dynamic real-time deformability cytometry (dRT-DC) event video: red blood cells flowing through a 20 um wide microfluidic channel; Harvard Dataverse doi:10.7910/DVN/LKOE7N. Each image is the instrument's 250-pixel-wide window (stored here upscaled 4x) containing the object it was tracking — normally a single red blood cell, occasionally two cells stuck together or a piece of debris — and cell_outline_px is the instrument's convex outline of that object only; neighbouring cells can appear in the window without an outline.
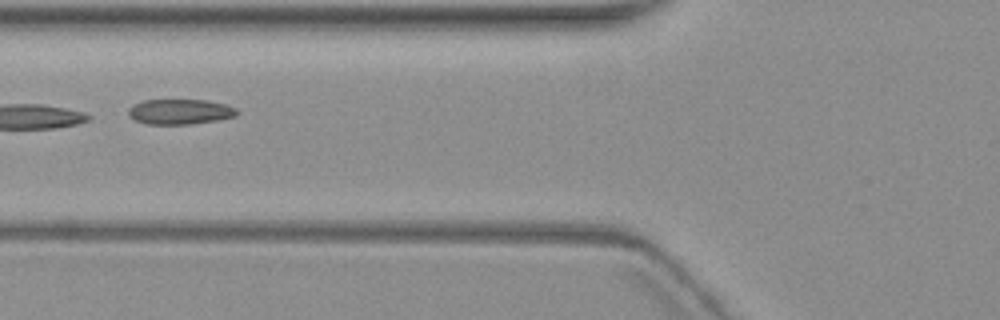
{"species": "common noctule bat (a hibernating species)", "species_latin": "Nyctalus noctula", "temperature_condition": "warm", "stored_images_in_passage": 5, "camera_frame_rate_fps": 3000, "um_per_image_px": 0.085, "animal": {"sex": "female", "body_mass_g": 19.3, "forearm_length_mm": 54.1}, "frame": {"image": 1, "passage_image": 2, "time_ms": 1.333, "image_size_px": [1000, 320], "cell_outline_px": [[240, 112], [236, 116], [216, 120], [192, 124], [148, 124], [136, 120], [128, 116], [128, 108], [132, 104], [144, 100], [208, 100], [224, 104], [236, 108]], "centroid_in_image_um": [15.29, 9.49], "position_along_channel_um": 110.5, "area_um2": 16.01}}
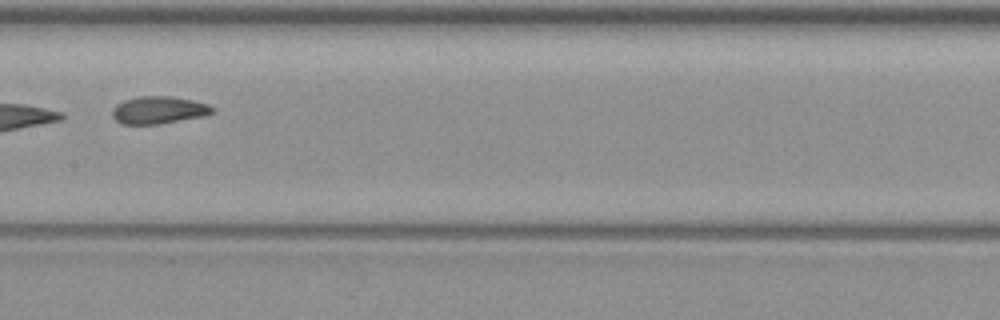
{"frame": {"image": 2, "passage_image": 4, "time_ms": 3.667, "image_size_px": [1000, 320], "cell_outline_px": [[216, 108], [212, 112], [204, 116], [160, 124], [120, 124], [112, 116], [112, 108], [116, 104], [124, 100], [140, 96], [172, 96], [192, 100], [208, 104]], "centroid_in_image_um": [13.47, 9.35], "position_along_channel_um": 193.9, "area_um2": 16.13}}
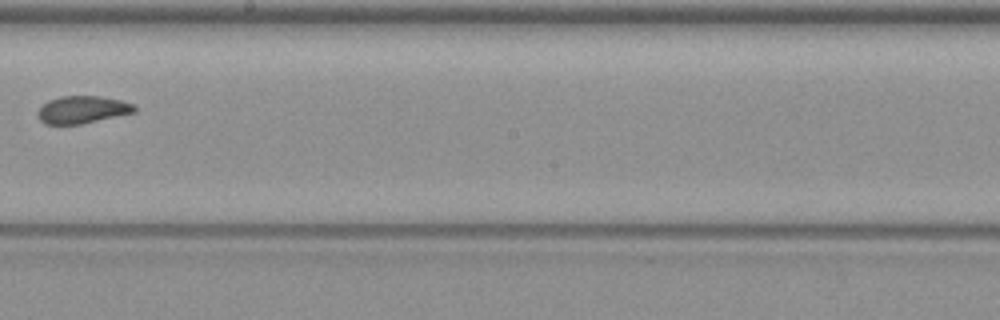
{"frame": {"image": 3, "passage_image": 5, "time_ms": 5.0, "image_size_px": [1000, 320], "cell_outline_px": [[136, 112], [80, 124], [44, 124], [40, 120], [36, 112], [48, 100], [60, 96], [100, 96], [120, 100], [136, 104]], "centroid_in_image_um": [7.01, 9.31], "position_along_channel_um": 241.2, "area_um2": 15.49}}